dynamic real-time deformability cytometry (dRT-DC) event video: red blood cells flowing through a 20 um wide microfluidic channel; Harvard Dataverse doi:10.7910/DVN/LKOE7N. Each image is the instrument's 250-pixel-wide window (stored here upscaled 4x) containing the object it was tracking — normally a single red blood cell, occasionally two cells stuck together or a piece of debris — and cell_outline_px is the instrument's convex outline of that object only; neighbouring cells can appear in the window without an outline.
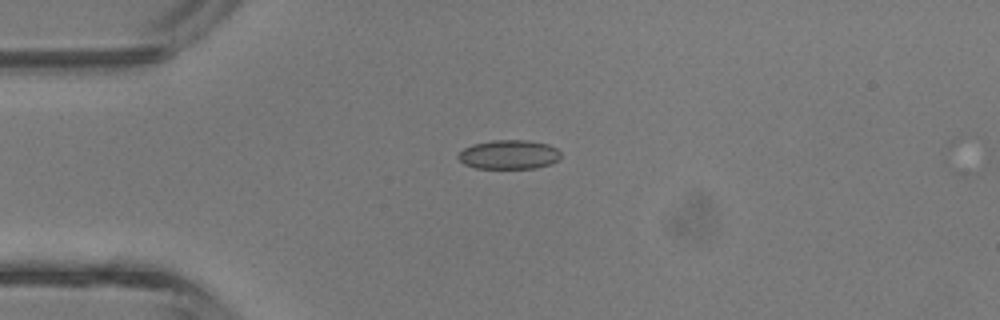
{"species": "common noctule bat (a hibernating species)", "species_latin": "Nyctalus noctula", "temperature_condition": "room temperature", "stored_images_in_passage": 33, "camera_frame_rate_fps": 3000, "um_per_image_px": 0.085, "animal": {"sex": "male", "body_mass_g": 13.3}, "frame": {"image": 1, "passage_image": 1, "time_ms": 0.0, "image_size_px": [1000, 320], "cell_outline_px": [[560, 156], [552, 164], [536, 168], [476, 168], [464, 164], [456, 156], [464, 148], [472, 144], [492, 140], [528, 140], [548, 144], [556, 148], [560, 152]], "centroid_in_image_um": [43.25, 13.13], "position_along_channel_um": 41.7, "area_um2": 17.46}}
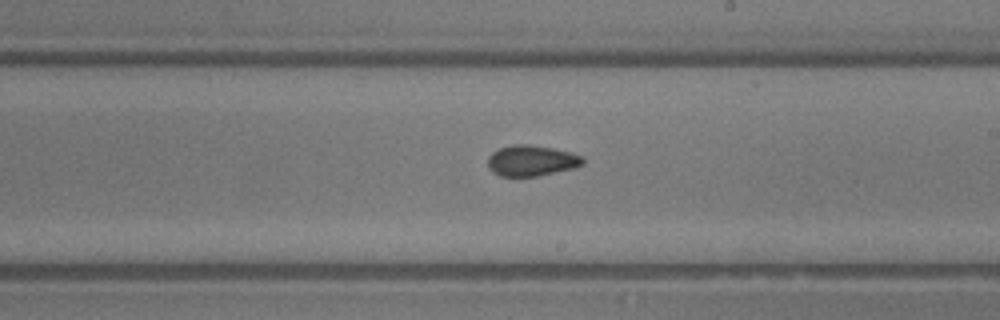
{"frame": {"image": 2, "passage_image": 15, "time_ms": 4.667, "image_size_px": [1000, 320], "cell_outline_px": [[584, 164], [576, 168], [536, 176], [500, 176], [492, 172], [488, 168], [488, 156], [492, 152], [500, 148], [512, 144], [528, 144], [552, 148], [572, 152], [580, 156], [584, 160]], "centroid_in_image_um": [45.17, 13.65], "position_along_channel_um": 243.8, "area_um2": 17.17}}
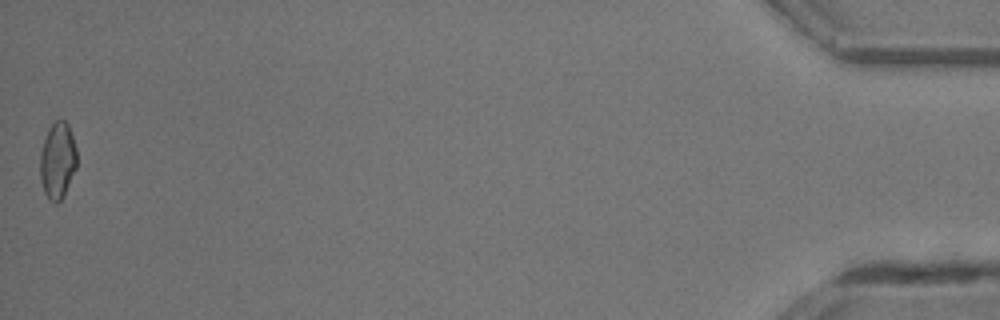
{"frame": {"image": 3, "passage_image": 33, "time_ms": 10.667, "image_size_px": [1000, 320], "cell_outline_px": [[76, 168], [64, 196], [56, 204], [48, 200], [44, 192], [40, 180], [40, 152], [48, 128], [56, 120], [64, 120], [68, 124], [76, 148]], "centroid_in_image_um": [4.88, 13.67], "position_along_channel_um": 430.3, "area_um2": 16.47}, "authors_computed_cell_mechanics": {"area_um2": 16.762, "velocity_mm_per_s": 4.8236, "shape_relaxation_time_tau1_ms": null, "shape_relaxation_time_tau2_ms": 1.4621, "deformation_change_tau1": null, "deformation_change_tau2": 0.0582}}